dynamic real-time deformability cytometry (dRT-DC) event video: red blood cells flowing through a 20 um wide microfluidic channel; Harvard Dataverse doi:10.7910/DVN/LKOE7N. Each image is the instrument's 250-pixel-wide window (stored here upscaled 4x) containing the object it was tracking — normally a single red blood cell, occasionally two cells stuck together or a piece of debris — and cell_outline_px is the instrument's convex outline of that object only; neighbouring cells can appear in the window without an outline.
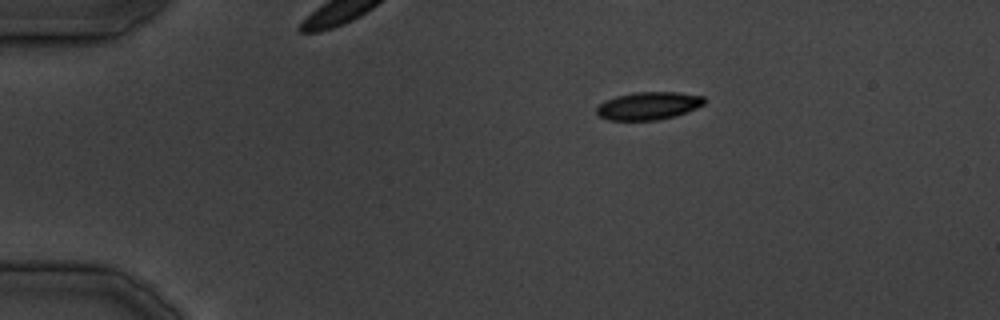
{"species": "common noctule bat (a hibernating species)", "species_latin": "Nyctalus noctula", "temperature_condition": "cold", "stored_images_in_passage": 31, "camera_frame_rate_fps": 3000, "um_per_image_px": 0.085, "animal": {"sex": "male", "body_mass_g": 19.5, "forearm_length_mm": 54.6}, "frame": {"image": 1, "passage_image": 1, "time_ms": 0.0, "image_size_px": [1000, 320], "cell_outline_px": [[704, 104], [696, 108], [676, 116], [656, 120], [608, 120], [600, 116], [596, 112], [596, 108], [604, 100], [616, 96], [632, 92], [676, 92], [704, 96]], "centroid_in_image_um": [55.1, 8.99], "position_along_channel_um": 29.9, "area_um2": 17.46}}